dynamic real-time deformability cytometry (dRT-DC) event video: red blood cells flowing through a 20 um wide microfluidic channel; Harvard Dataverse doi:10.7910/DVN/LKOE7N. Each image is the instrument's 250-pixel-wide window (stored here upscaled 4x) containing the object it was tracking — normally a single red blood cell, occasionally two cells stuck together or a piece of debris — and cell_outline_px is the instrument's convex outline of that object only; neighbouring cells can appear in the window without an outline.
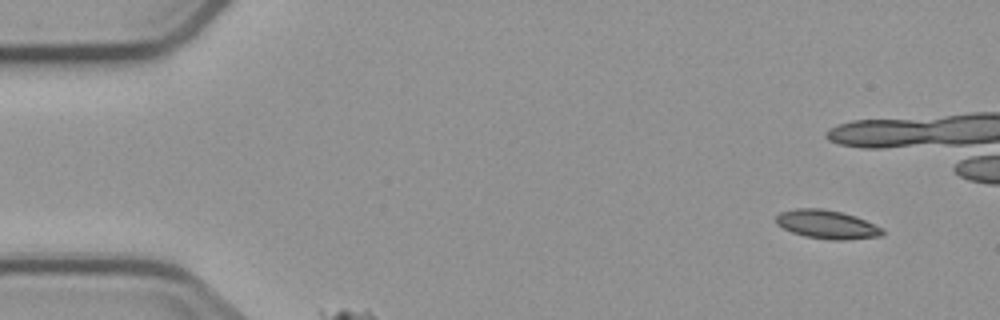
{"species": "common noctule bat (a hibernating species)", "species_latin": "Nyctalus noctula", "temperature_condition": "cold", "stored_images_in_passage": 3, "camera_frame_rate_fps": 3000, "um_per_image_px": 0.085, "animal": {"sex": "male", "body_mass_g": 23.1, "forearm_length_mm": 52.7}, "frame": {"image": 1, "passage_image": 3, "time_ms": 5.667, "image_size_px": [1000, 320], "cell_outline_px": [[884, 236], [844, 240], [832, 240], [804, 236], [792, 232], [776, 224], [776, 216], [780, 212], [796, 208], [820, 208], [840, 212], [856, 216], [884, 228]], "centroid_in_image_um": [70.32, 19.08], "position_along_channel_um": 14.7, "area_um2": 17.86}}